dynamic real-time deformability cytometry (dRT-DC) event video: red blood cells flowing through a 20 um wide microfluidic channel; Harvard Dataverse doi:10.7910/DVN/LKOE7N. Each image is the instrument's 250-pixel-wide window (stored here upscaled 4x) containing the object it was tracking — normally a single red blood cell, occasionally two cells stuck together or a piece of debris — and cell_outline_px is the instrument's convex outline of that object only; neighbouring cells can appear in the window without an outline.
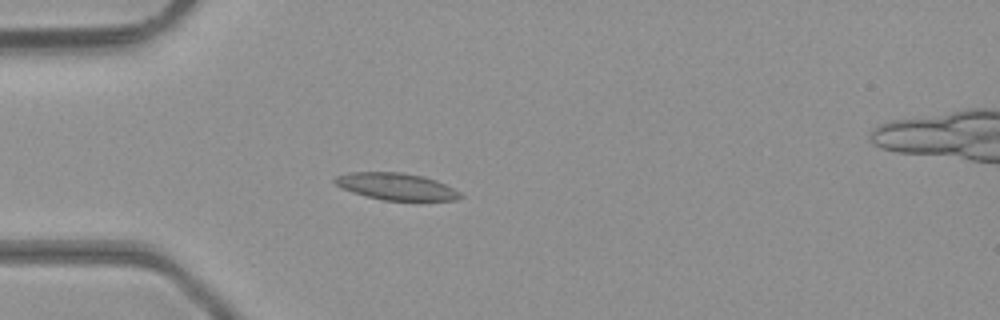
{"species": "common noctule bat (a hibernating species)", "species_latin": "Nyctalus noctula", "temperature_condition": "room temperature", "stored_images_in_passage": 47, "camera_frame_rate_fps": 3000, "um_per_image_px": 0.085, "animal": {"sex": "male", "body_mass_g": 23.1, "forearm_length_mm": 52.7}, "frame": {"image": 1, "passage_image": 13, "time_ms": 4.0, "image_size_px": [1000, 320], "cell_outline_px": [[464, 196], [456, 200], [384, 200], [364, 196], [352, 192], [336, 184], [332, 180], [336, 176], [348, 172], [400, 172], [424, 176], [436, 180], [460, 192]], "centroid_in_image_um": [33.67, 15.84], "position_along_channel_um": 51.3, "area_um2": 19.59}}
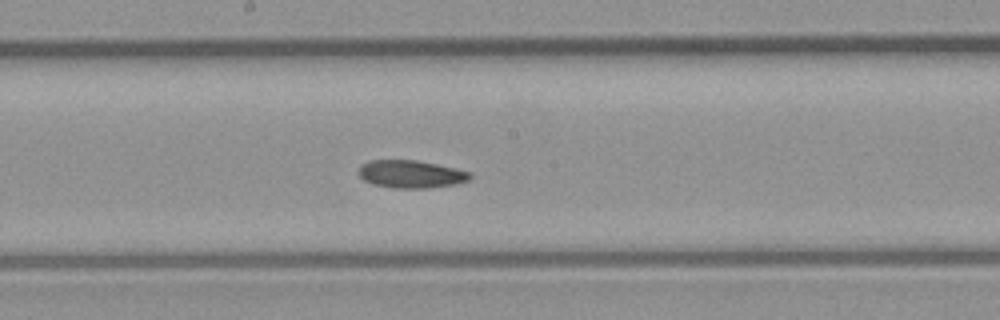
{"frame": {"image": 2, "passage_image": 25, "time_ms": 8.0, "image_size_px": [1000, 320], "cell_outline_px": [[472, 176], [468, 180], [456, 184], [428, 188], [392, 188], [372, 184], [364, 180], [356, 172], [360, 164], [368, 160], [416, 160], [456, 168], [472, 172]], "centroid_in_image_um": [34.9, 14.79], "position_along_channel_um": 213.3, "area_um2": 18.26}}
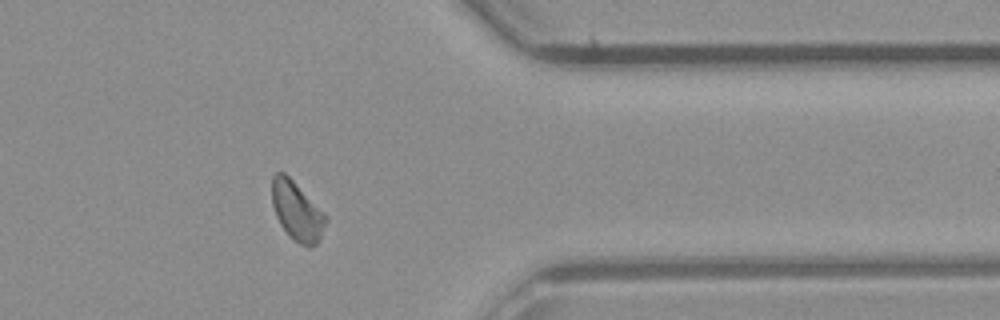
{"frame": {"image": 3, "passage_image": 38, "time_ms": 12.333, "image_size_px": [1000, 320], "cell_outline_px": [[328, 220], [320, 240], [316, 244], [308, 248], [292, 240], [280, 224], [276, 216], [272, 204], [272, 176], [276, 172], [284, 172], [328, 216]], "centroid_in_image_um": [25.26, 17.98], "position_along_channel_um": 386.1, "area_um2": 18.61}, "authors_computed_cell_mechanics": {"area_um2": 18.5538, "velocity_mm_per_s": 4.3309, "shape_relaxation_time_tau1_ms": null, "shape_relaxation_time_tau2_ms": 8.4895, "deformation_change_tau1": null, "deformation_change_tau2": 0.1568}}